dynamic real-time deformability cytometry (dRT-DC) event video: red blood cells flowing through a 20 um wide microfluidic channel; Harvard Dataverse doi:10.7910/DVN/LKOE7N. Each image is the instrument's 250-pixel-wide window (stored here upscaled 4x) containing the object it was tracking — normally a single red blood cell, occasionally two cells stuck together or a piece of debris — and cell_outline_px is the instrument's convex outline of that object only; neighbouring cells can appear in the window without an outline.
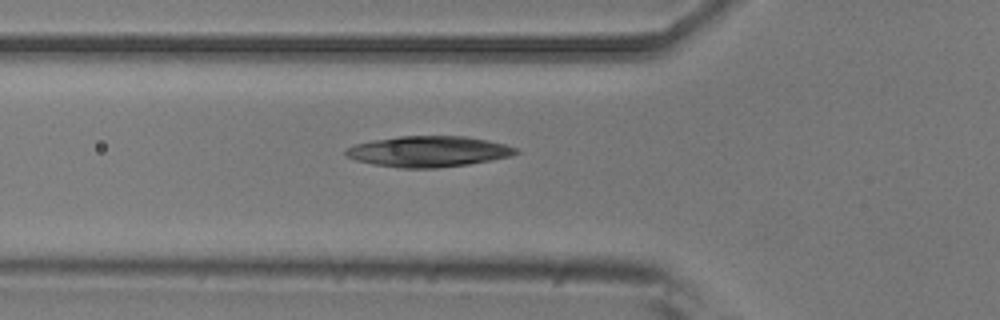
{"species": "common noctule bat (a hibernating species)", "species_latin": "Nyctalus noctula", "temperature_condition": "room temperature", "stored_images_in_passage": 6, "camera_frame_rate_fps": 3000, "um_per_image_px": 0.085, "animal": {"sex": "male", "body_mass_g": 20.5, "forearm_length_mm": 52.5}, "frame": {"image": 1, "passage_image": 6, "time_ms": 6.333, "image_size_px": [1000, 320], "cell_outline_px": [[520, 152], [512, 156], [492, 160], [468, 164], [436, 168], [400, 168], [372, 164], [356, 160], [344, 156], [344, 152], [348, 148], [356, 144], [372, 140], [400, 136], [464, 136], [488, 140], [504, 144], [516, 148]], "centroid_in_image_um": [36.42, 12.88], "position_along_channel_um": 89.4, "area_um2": 30.58}}